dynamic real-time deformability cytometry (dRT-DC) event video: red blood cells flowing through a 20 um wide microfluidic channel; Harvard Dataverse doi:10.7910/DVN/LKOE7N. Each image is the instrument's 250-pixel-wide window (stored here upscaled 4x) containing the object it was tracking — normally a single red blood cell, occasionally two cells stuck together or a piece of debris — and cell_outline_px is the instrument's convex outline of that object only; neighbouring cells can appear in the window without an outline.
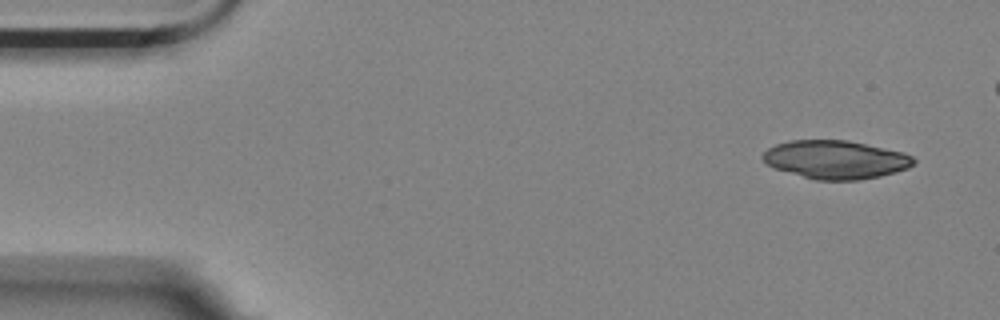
{"species": "Egyptian fruit bat (a non-hibernating species)", "species_latin": "Rousettus aegyptiacus", "temperature_condition": "room temperature", "stored_images_in_passage": 4, "camera_frame_rate_fps": 3000, "um_per_image_px": 0.085, "animal": {"sex": "female"}, "frame": {"image": 1, "passage_image": 1, "time_ms": 0.0, "image_size_px": [1000, 320], "cell_outline_px": [[916, 160], [908, 168], [896, 172], [880, 176], [860, 180], [816, 180], [772, 168], [760, 156], [768, 148], [776, 144], [788, 140], [848, 140], [904, 152], [912, 156]], "centroid_in_image_um": [71.02, 13.56], "position_along_channel_um": 14.0, "area_um2": 33.87}}